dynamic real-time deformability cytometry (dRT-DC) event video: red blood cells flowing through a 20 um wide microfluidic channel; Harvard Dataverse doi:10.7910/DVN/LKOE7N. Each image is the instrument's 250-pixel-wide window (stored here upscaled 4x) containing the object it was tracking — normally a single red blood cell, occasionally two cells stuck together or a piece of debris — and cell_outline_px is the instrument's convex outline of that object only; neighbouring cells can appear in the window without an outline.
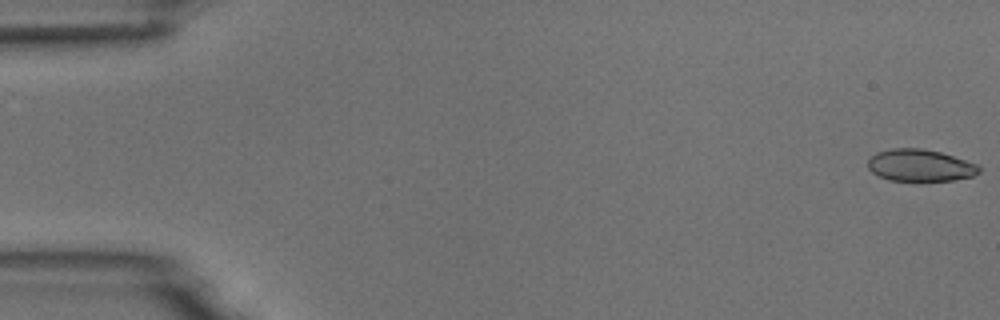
{"species": "common noctule bat (a hibernating species)", "species_latin": "Nyctalus noctula", "temperature_condition": "room temperature", "stored_images_in_passage": 6, "camera_frame_rate_fps": 3000, "um_per_image_px": 0.085, "animal": {"sex": "male", "body_mass_g": 18.8}, "frame": {"image": 1, "passage_image": 1, "time_ms": 0.0, "image_size_px": [1000, 320], "cell_outline_px": [[980, 172], [972, 176], [952, 180], [888, 180], [872, 172], [868, 168], [868, 160], [876, 152], [892, 148], [920, 148], [940, 152], [980, 164]], "centroid_in_image_um": [78.22, 14.04], "position_along_channel_um": 6.8, "area_um2": 20.63}}
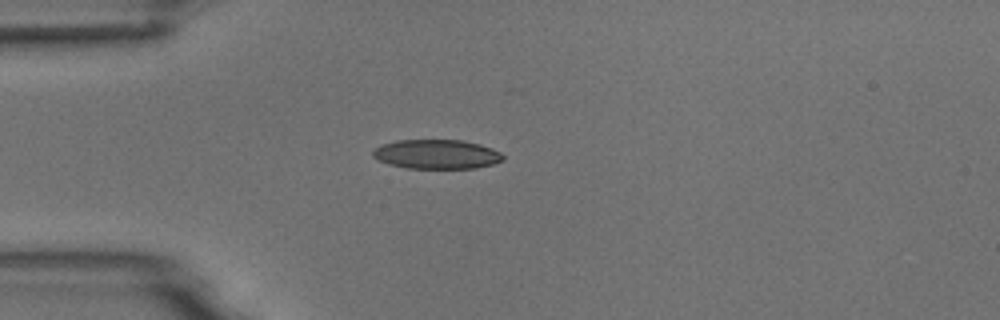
{"frame": {"image": 2, "passage_image": 5, "time_ms": 4.667, "image_size_px": [1000, 320], "cell_outline_px": [[504, 160], [492, 164], [476, 168], [408, 168], [388, 164], [372, 156], [372, 152], [376, 148], [384, 144], [396, 140], [464, 140], [480, 144], [492, 148], [500, 152], [504, 156]], "centroid_in_image_um": [37.15, 13.11], "position_along_channel_um": 47.9, "area_um2": 22.2}}